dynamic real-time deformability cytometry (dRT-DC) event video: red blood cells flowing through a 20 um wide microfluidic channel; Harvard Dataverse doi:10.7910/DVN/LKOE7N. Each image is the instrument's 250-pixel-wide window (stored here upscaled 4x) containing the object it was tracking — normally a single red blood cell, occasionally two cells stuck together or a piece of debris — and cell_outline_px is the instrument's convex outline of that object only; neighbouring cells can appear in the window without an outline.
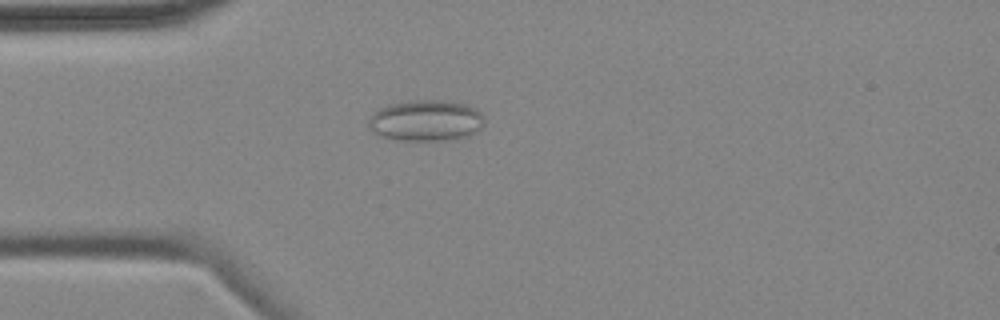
{"species": "common noctule bat (a hibernating species)", "species_latin": "Nyctalus noctula", "temperature_condition": "cold", "stored_images_in_passage": 57, "camera_frame_rate_fps": 3000, "um_per_image_px": 0.085, "animal": {"sex": "female", "body_mass_g": 18.4}, "frame": {"image": 1, "passage_image": 15, "time_ms": 4.667, "image_size_px": [1000, 320], "cell_outline_px": [[484, 128], [468, 136], [448, 140], [396, 140], [380, 136], [368, 128], [368, 120], [372, 112], [388, 104], [412, 100], [440, 100], [464, 104], [476, 108], [484, 116]], "centroid_in_image_um": [36.2, 10.25], "position_along_channel_um": 48.8, "area_um2": 28.09}}
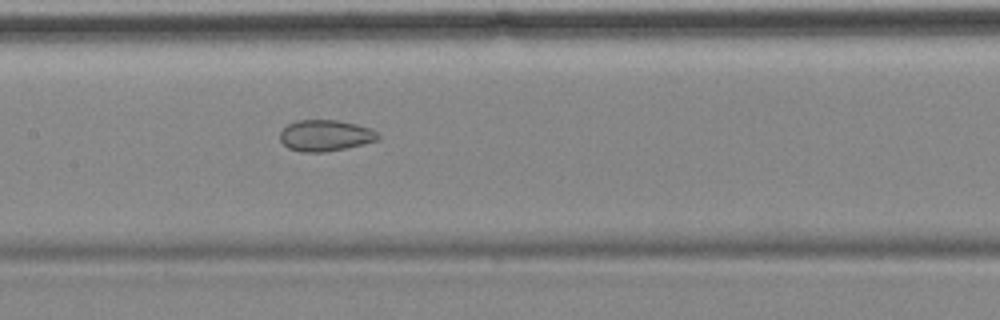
{"frame": {"image": 2, "passage_image": 27, "time_ms": 8.667, "image_size_px": [1000, 320], "cell_outline_px": [[380, 140], [344, 148], [324, 152], [300, 152], [288, 148], [280, 140], [280, 132], [288, 124], [296, 120], [336, 120], [356, 124], [372, 128], [380, 136]], "centroid_in_image_um": [27.66, 11.52], "position_along_channel_um": 179.7, "area_um2": 17.86}}
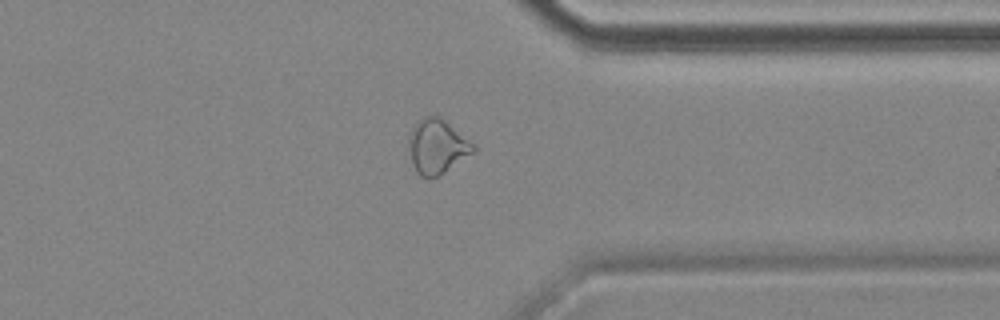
{"frame": {"image": 3, "passage_image": 44, "time_ms": 14.333, "image_size_px": [1000, 320], "cell_outline_px": [[476, 148], [472, 152], [440, 176], [432, 180], [420, 176], [416, 172], [412, 164], [408, 140], [408, 136], [412, 128], [424, 116], [440, 116], [476, 144]], "centroid_in_image_um": [37.15, 12.47], "position_along_channel_um": 374.3, "area_um2": 20.63}, "authors_computed_cell_mechanics": {"area_um2": 22.0218, "velocity_mm_per_s": 3.5111, "shape_relaxation_time_tau1_ms": null, "shape_relaxation_time_tau2_ms": 2.5957, "deformation_change_tau1": null, "deformation_change_tau2": 0.0815}}